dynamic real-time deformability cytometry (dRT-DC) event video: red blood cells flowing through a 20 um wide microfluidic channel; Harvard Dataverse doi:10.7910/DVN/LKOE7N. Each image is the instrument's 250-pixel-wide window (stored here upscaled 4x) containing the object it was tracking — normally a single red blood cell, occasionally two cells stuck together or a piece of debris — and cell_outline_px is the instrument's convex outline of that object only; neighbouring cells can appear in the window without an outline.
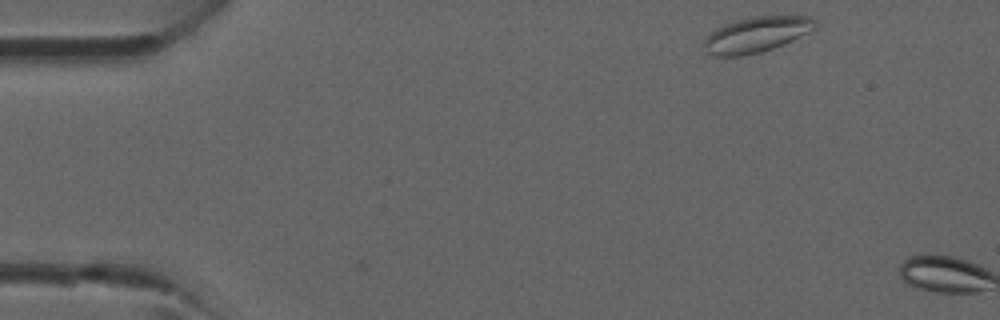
{"species": "common noctule bat (a hibernating species)", "species_latin": "Nyctalus noctula", "temperature_condition": "room temperature", "stored_images_in_passage": 2, "camera_frame_rate_fps": 3000, "um_per_image_px": 0.085, "animal": {"sex": "male", "forearm_length_mm": 52.5}, "frame": {"image": 1, "passage_image": 1, "time_ms": 0.0, "image_size_px": [1000, 320], "cell_outline_px": [[816, 28], [784, 44], [760, 52], [740, 56], [716, 56], [704, 52], [704, 40], [716, 28], [724, 24], [756, 16], [812, 16], [816, 20]], "centroid_in_image_um": [64.3, 2.94], "position_along_channel_um": 20.7, "area_um2": 22.77}}